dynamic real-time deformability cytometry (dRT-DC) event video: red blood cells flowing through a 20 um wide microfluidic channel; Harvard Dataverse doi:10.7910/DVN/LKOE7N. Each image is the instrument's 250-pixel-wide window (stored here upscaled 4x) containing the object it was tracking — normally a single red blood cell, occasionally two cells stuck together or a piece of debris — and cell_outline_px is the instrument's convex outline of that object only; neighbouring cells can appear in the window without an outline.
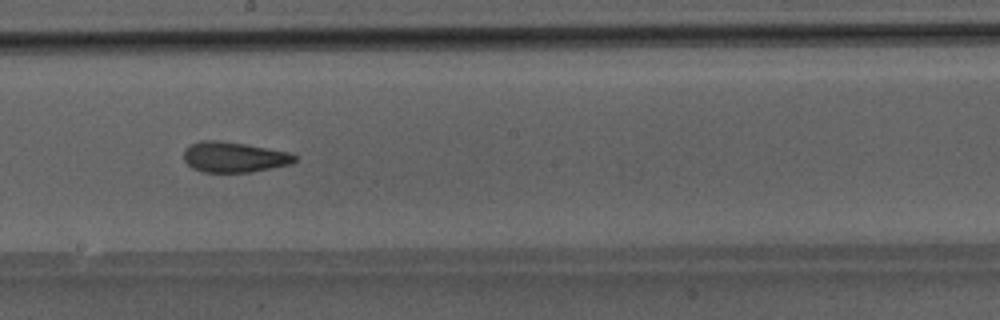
{"species": "Egyptian fruit bat (a non-hibernating species)", "species_latin": "Rousettus aegyptiacus", "temperature_condition": "room temperature", "stored_images_in_passage": 29, "camera_frame_rate_fps": 3000, "um_per_image_px": 0.085, "animal": {"sex": "male"}, "frame": {"image": 1, "passage_image": 13, "time_ms": 4.0, "image_size_px": [1000, 320], "cell_outline_px": [[296, 160], [292, 164], [252, 172], [204, 172], [192, 168], [184, 160], [184, 148], [200, 140], [220, 140], [244, 144], [288, 152], [296, 156]], "centroid_in_image_um": [19.88, 13.35], "position_along_channel_um": 228.3, "area_um2": 19.65}}